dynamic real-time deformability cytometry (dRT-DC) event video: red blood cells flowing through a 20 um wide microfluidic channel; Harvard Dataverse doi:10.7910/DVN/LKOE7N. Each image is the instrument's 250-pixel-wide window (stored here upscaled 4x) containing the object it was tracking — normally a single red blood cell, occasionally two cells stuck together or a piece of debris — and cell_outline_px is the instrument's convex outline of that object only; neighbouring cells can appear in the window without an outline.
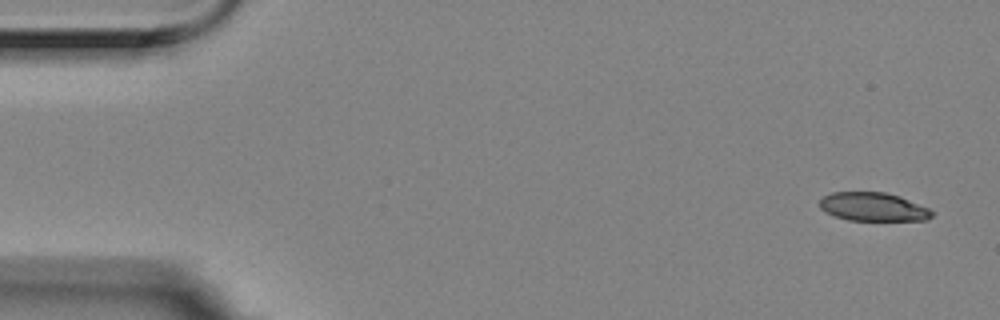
{"species": "Egyptian fruit bat (a non-hibernating species)", "species_latin": "Rousettus aegyptiacus", "temperature_condition": "room temperature", "stored_images_in_passage": 4, "camera_frame_rate_fps": 3000, "um_per_image_px": 0.085, "animal": {"sex": "female"}, "frame": {"image": 1, "passage_image": 1, "time_ms": 0.0, "image_size_px": [1000, 320], "cell_outline_px": [[932, 216], [928, 220], [848, 220], [824, 212], [820, 208], [820, 200], [824, 196], [832, 192], [884, 192], [900, 196], [928, 208], [932, 212]], "centroid_in_image_um": [74.2, 17.58], "position_along_channel_um": 10.8, "area_um2": 18.55}}